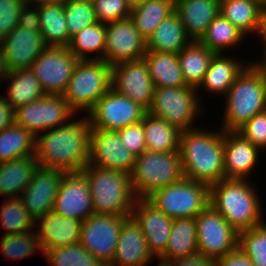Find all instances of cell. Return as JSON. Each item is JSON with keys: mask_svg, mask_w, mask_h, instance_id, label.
Listing matches in <instances>:
<instances>
[{"mask_svg": "<svg viewBox=\"0 0 266 266\" xmlns=\"http://www.w3.org/2000/svg\"><path fill=\"white\" fill-rule=\"evenodd\" d=\"M81 172L87 178L94 213L131 216L136 197L130 174L89 164Z\"/></svg>", "mask_w": 266, "mask_h": 266, "instance_id": "cell-5", "label": "cell"}, {"mask_svg": "<svg viewBox=\"0 0 266 266\" xmlns=\"http://www.w3.org/2000/svg\"><path fill=\"white\" fill-rule=\"evenodd\" d=\"M7 72L30 69L33 62L47 47L40 31H31L16 26L0 41Z\"/></svg>", "mask_w": 266, "mask_h": 266, "instance_id": "cell-20", "label": "cell"}, {"mask_svg": "<svg viewBox=\"0 0 266 266\" xmlns=\"http://www.w3.org/2000/svg\"><path fill=\"white\" fill-rule=\"evenodd\" d=\"M27 4L44 5V4H57L64 3L66 0H25ZM33 2V3H32Z\"/></svg>", "mask_w": 266, "mask_h": 266, "instance_id": "cell-54", "label": "cell"}, {"mask_svg": "<svg viewBox=\"0 0 266 266\" xmlns=\"http://www.w3.org/2000/svg\"><path fill=\"white\" fill-rule=\"evenodd\" d=\"M192 40L187 36L184 26L174 11L165 18L146 40L147 51L178 54Z\"/></svg>", "mask_w": 266, "mask_h": 266, "instance_id": "cell-29", "label": "cell"}, {"mask_svg": "<svg viewBox=\"0 0 266 266\" xmlns=\"http://www.w3.org/2000/svg\"><path fill=\"white\" fill-rule=\"evenodd\" d=\"M146 1L147 0H126L127 5L130 7L131 10L137 6L142 5Z\"/></svg>", "mask_w": 266, "mask_h": 266, "instance_id": "cell-57", "label": "cell"}, {"mask_svg": "<svg viewBox=\"0 0 266 266\" xmlns=\"http://www.w3.org/2000/svg\"><path fill=\"white\" fill-rule=\"evenodd\" d=\"M250 63L257 65L263 71V73L265 74V77H266V57L262 60L261 59H259L258 61L256 60V63H255V61L250 62Z\"/></svg>", "mask_w": 266, "mask_h": 266, "instance_id": "cell-56", "label": "cell"}, {"mask_svg": "<svg viewBox=\"0 0 266 266\" xmlns=\"http://www.w3.org/2000/svg\"><path fill=\"white\" fill-rule=\"evenodd\" d=\"M0 222L4 235L31 232L36 228L20 197L5 198L0 207Z\"/></svg>", "mask_w": 266, "mask_h": 266, "instance_id": "cell-40", "label": "cell"}, {"mask_svg": "<svg viewBox=\"0 0 266 266\" xmlns=\"http://www.w3.org/2000/svg\"><path fill=\"white\" fill-rule=\"evenodd\" d=\"M154 256L136 220L129 216L122 224L115 256L110 266H148Z\"/></svg>", "mask_w": 266, "mask_h": 266, "instance_id": "cell-24", "label": "cell"}, {"mask_svg": "<svg viewBox=\"0 0 266 266\" xmlns=\"http://www.w3.org/2000/svg\"><path fill=\"white\" fill-rule=\"evenodd\" d=\"M111 77L112 66L106 61H79L62 96L75 112L87 114L112 88Z\"/></svg>", "mask_w": 266, "mask_h": 266, "instance_id": "cell-7", "label": "cell"}, {"mask_svg": "<svg viewBox=\"0 0 266 266\" xmlns=\"http://www.w3.org/2000/svg\"><path fill=\"white\" fill-rule=\"evenodd\" d=\"M245 38L244 33L220 13L208 26L200 42L215 54H223L226 49L243 44Z\"/></svg>", "mask_w": 266, "mask_h": 266, "instance_id": "cell-39", "label": "cell"}, {"mask_svg": "<svg viewBox=\"0 0 266 266\" xmlns=\"http://www.w3.org/2000/svg\"><path fill=\"white\" fill-rule=\"evenodd\" d=\"M118 135L126 149L135 157L146 151L145 132L143 121L117 130Z\"/></svg>", "mask_w": 266, "mask_h": 266, "instance_id": "cell-48", "label": "cell"}, {"mask_svg": "<svg viewBox=\"0 0 266 266\" xmlns=\"http://www.w3.org/2000/svg\"><path fill=\"white\" fill-rule=\"evenodd\" d=\"M146 53V39L138 33L130 17L106 23L104 61L113 66L141 60Z\"/></svg>", "mask_w": 266, "mask_h": 266, "instance_id": "cell-15", "label": "cell"}, {"mask_svg": "<svg viewBox=\"0 0 266 266\" xmlns=\"http://www.w3.org/2000/svg\"><path fill=\"white\" fill-rule=\"evenodd\" d=\"M246 179H223L209 186V205L237 231L264 222L259 194Z\"/></svg>", "mask_w": 266, "mask_h": 266, "instance_id": "cell-3", "label": "cell"}, {"mask_svg": "<svg viewBox=\"0 0 266 266\" xmlns=\"http://www.w3.org/2000/svg\"><path fill=\"white\" fill-rule=\"evenodd\" d=\"M76 114L62 95L47 94L15 109L14 123L36 136L68 123Z\"/></svg>", "mask_w": 266, "mask_h": 266, "instance_id": "cell-10", "label": "cell"}, {"mask_svg": "<svg viewBox=\"0 0 266 266\" xmlns=\"http://www.w3.org/2000/svg\"><path fill=\"white\" fill-rule=\"evenodd\" d=\"M257 35L260 36V39L263 44V59L266 57V16L263 17L261 24L258 27Z\"/></svg>", "mask_w": 266, "mask_h": 266, "instance_id": "cell-53", "label": "cell"}, {"mask_svg": "<svg viewBox=\"0 0 266 266\" xmlns=\"http://www.w3.org/2000/svg\"><path fill=\"white\" fill-rule=\"evenodd\" d=\"M131 216L139 224L149 251L158 257L165 249L173 219L157 209L147 199H136Z\"/></svg>", "mask_w": 266, "mask_h": 266, "instance_id": "cell-21", "label": "cell"}, {"mask_svg": "<svg viewBox=\"0 0 266 266\" xmlns=\"http://www.w3.org/2000/svg\"><path fill=\"white\" fill-rule=\"evenodd\" d=\"M214 266H255L238 247L233 252L214 260Z\"/></svg>", "mask_w": 266, "mask_h": 266, "instance_id": "cell-50", "label": "cell"}, {"mask_svg": "<svg viewBox=\"0 0 266 266\" xmlns=\"http://www.w3.org/2000/svg\"><path fill=\"white\" fill-rule=\"evenodd\" d=\"M184 178L179 152L144 151L135 157L130 183L136 199H146L154 191Z\"/></svg>", "mask_w": 266, "mask_h": 266, "instance_id": "cell-6", "label": "cell"}, {"mask_svg": "<svg viewBox=\"0 0 266 266\" xmlns=\"http://www.w3.org/2000/svg\"><path fill=\"white\" fill-rule=\"evenodd\" d=\"M146 112L140 104L111 88L87 114L91 129L117 131L142 121Z\"/></svg>", "mask_w": 266, "mask_h": 266, "instance_id": "cell-13", "label": "cell"}, {"mask_svg": "<svg viewBox=\"0 0 266 266\" xmlns=\"http://www.w3.org/2000/svg\"><path fill=\"white\" fill-rule=\"evenodd\" d=\"M66 172L38 166L31 182L21 194V200L30 217L35 221L53 211L56 195Z\"/></svg>", "mask_w": 266, "mask_h": 266, "instance_id": "cell-19", "label": "cell"}, {"mask_svg": "<svg viewBox=\"0 0 266 266\" xmlns=\"http://www.w3.org/2000/svg\"><path fill=\"white\" fill-rule=\"evenodd\" d=\"M112 89L148 110L153 101L154 85L146 62H123L112 66Z\"/></svg>", "mask_w": 266, "mask_h": 266, "instance_id": "cell-16", "label": "cell"}, {"mask_svg": "<svg viewBox=\"0 0 266 266\" xmlns=\"http://www.w3.org/2000/svg\"><path fill=\"white\" fill-rule=\"evenodd\" d=\"M6 75H7V70L4 64L3 52L0 46V82L4 81Z\"/></svg>", "mask_w": 266, "mask_h": 266, "instance_id": "cell-55", "label": "cell"}, {"mask_svg": "<svg viewBox=\"0 0 266 266\" xmlns=\"http://www.w3.org/2000/svg\"><path fill=\"white\" fill-rule=\"evenodd\" d=\"M174 11L187 36L192 41H200L208 26L220 14V0H177Z\"/></svg>", "mask_w": 266, "mask_h": 266, "instance_id": "cell-25", "label": "cell"}, {"mask_svg": "<svg viewBox=\"0 0 266 266\" xmlns=\"http://www.w3.org/2000/svg\"><path fill=\"white\" fill-rule=\"evenodd\" d=\"M169 266H214V260L196 253L174 260Z\"/></svg>", "mask_w": 266, "mask_h": 266, "instance_id": "cell-51", "label": "cell"}, {"mask_svg": "<svg viewBox=\"0 0 266 266\" xmlns=\"http://www.w3.org/2000/svg\"><path fill=\"white\" fill-rule=\"evenodd\" d=\"M129 216L93 213L82 221L79 243L97 260L110 266L123 221Z\"/></svg>", "mask_w": 266, "mask_h": 266, "instance_id": "cell-12", "label": "cell"}, {"mask_svg": "<svg viewBox=\"0 0 266 266\" xmlns=\"http://www.w3.org/2000/svg\"><path fill=\"white\" fill-rule=\"evenodd\" d=\"M14 124V109L3 96H0V132Z\"/></svg>", "mask_w": 266, "mask_h": 266, "instance_id": "cell-52", "label": "cell"}, {"mask_svg": "<svg viewBox=\"0 0 266 266\" xmlns=\"http://www.w3.org/2000/svg\"><path fill=\"white\" fill-rule=\"evenodd\" d=\"M37 224V225H36ZM82 221L63 217L54 211H49L34 221L39 227L35 234L39 240L42 253L57 247L73 245L79 242Z\"/></svg>", "mask_w": 266, "mask_h": 266, "instance_id": "cell-23", "label": "cell"}, {"mask_svg": "<svg viewBox=\"0 0 266 266\" xmlns=\"http://www.w3.org/2000/svg\"><path fill=\"white\" fill-rule=\"evenodd\" d=\"M40 33L46 46L68 47V33L64 3L39 5Z\"/></svg>", "mask_w": 266, "mask_h": 266, "instance_id": "cell-34", "label": "cell"}, {"mask_svg": "<svg viewBox=\"0 0 266 266\" xmlns=\"http://www.w3.org/2000/svg\"><path fill=\"white\" fill-rule=\"evenodd\" d=\"M25 0H0V41L18 26Z\"/></svg>", "mask_w": 266, "mask_h": 266, "instance_id": "cell-47", "label": "cell"}, {"mask_svg": "<svg viewBox=\"0 0 266 266\" xmlns=\"http://www.w3.org/2000/svg\"><path fill=\"white\" fill-rule=\"evenodd\" d=\"M1 253L9 259H24L42 249L34 232H22L3 235L0 243Z\"/></svg>", "mask_w": 266, "mask_h": 266, "instance_id": "cell-42", "label": "cell"}, {"mask_svg": "<svg viewBox=\"0 0 266 266\" xmlns=\"http://www.w3.org/2000/svg\"><path fill=\"white\" fill-rule=\"evenodd\" d=\"M105 45L106 24L97 22L74 34L71 37L68 49L79 61H104ZM93 53H96V56L93 58L91 56L88 57Z\"/></svg>", "mask_w": 266, "mask_h": 266, "instance_id": "cell-36", "label": "cell"}, {"mask_svg": "<svg viewBox=\"0 0 266 266\" xmlns=\"http://www.w3.org/2000/svg\"><path fill=\"white\" fill-rule=\"evenodd\" d=\"M223 146L225 178L247 180L259 164L260 149L236 131H223Z\"/></svg>", "mask_w": 266, "mask_h": 266, "instance_id": "cell-22", "label": "cell"}, {"mask_svg": "<svg viewBox=\"0 0 266 266\" xmlns=\"http://www.w3.org/2000/svg\"><path fill=\"white\" fill-rule=\"evenodd\" d=\"M36 136L15 123L0 132V163L35 155Z\"/></svg>", "mask_w": 266, "mask_h": 266, "instance_id": "cell-38", "label": "cell"}, {"mask_svg": "<svg viewBox=\"0 0 266 266\" xmlns=\"http://www.w3.org/2000/svg\"><path fill=\"white\" fill-rule=\"evenodd\" d=\"M223 131H237L253 116L266 111V77L254 64H249L235 79L224 96Z\"/></svg>", "mask_w": 266, "mask_h": 266, "instance_id": "cell-4", "label": "cell"}, {"mask_svg": "<svg viewBox=\"0 0 266 266\" xmlns=\"http://www.w3.org/2000/svg\"><path fill=\"white\" fill-rule=\"evenodd\" d=\"M90 134L88 117L37 134L35 158L39 166L66 173L82 171L90 159Z\"/></svg>", "mask_w": 266, "mask_h": 266, "instance_id": "cell-1", "label": "cell"}, {"mask_svg": "<svg viewBox=\"0 0 266 266\" xmlns=\"http://www.w3.org/2000/svg\"><path fill=\"white\" fill-rule=\"evenodd\" d=\"M39 163L35 155L0 163V195L7 198L21 197L31 182Z\"/></svg>", "mask_w": 266, "mask_h": 266, "instance_id": "cell-28", "label": "cell"}, {"mask_svg": "<svg viewBox=\"0 0 266 266\" xmlns=\"http://www.w3.org/2000/svg\"><path fill=\"white\" fill-rule=\"evenodd\" d=\"M236 132L261 151L266 150V111L253 116Z\"/></svg>", "mask_w": 266, "mask_h": 266, "instance_id": "cell-46", "label": "cell"}, {"mask_svg": "<svg viewBox=\"0 0 266 266\" xmlns=\"http://www.w3.org/2000/svg\"><path fill=\"white\" fill-rule=\"evenodd\" d=\"M198 253L195 218L173 219L170 236L164 251L158 256L161 264Z\"/></svg>", "mask_w": 266, "mask_h": 266, "instance_id": "cell-27", "label": "cell"}, {"mask_svg": "<svg viewBox=\"0 0 266 266\" xmlns=\"http://www.w3.org/2000/svg\"><path fill=\"white\" fill-rule=\"evenodd\" d=\"M64 12L68 33L71 37L98 22L92 0H66Z\"/></svg>", "mask_w": 266, "mask_h": 266, "instance_id": "cell-44", "label": "cell"}, {"mask_svg": "<svg viewBox=\"0 0 266 266\" xmlns=\"http://www.w3.org/2000/svg\"><path fill=\"white\" fill-rule=\"evenodd\" d=\"M95 16L100 23H110L130 17L126 0H92Z\"/></svg>", "mask_w": 266, "mask_h": 266, "instance_id": "cell-45", "label": "cell"}, {"mask_svg": "<svg viewBox=\"0 0 266 266\" xmlns=\"http://www.w3.org/2000/svg\"><path fill=\"white\" fill-rule=\"evenodd\" d=\"M146 150L151 152H179L181 131L160 117L146 112L143 117Z\"/></svg>", "mask_w": 266, "mask_h": 266, "instance_id": "cell-33", "label": "cell"}, {"mask_svg": "<svg viewBox=\"0 0 266 266\" xmlns=\"http://www.w3.org/2000/svg\"><path fill=\"white\" fill-rule=\"evenodd\" d=\"M157 266H169V265L159 263Z\"/></svg>", "mask_w": 266, "mask_h": 266, "instance_id": "cell-59", "label": "cell"}, {"mask_svg": "<svg viewBox=\"0 0 266 266\" xmlns=\"http://www.w3.org/2000/svg\"><path fill=\"white\" fill-rule=\"evenodd\" d=\"M4 81L8 84L4 98L14 110L47 95L31 69L7 72Z\"/></svg>", "mask_w": 266, "mask_h": 266, "instance_id": "cell-31", "label": "cell"}, {"mask_svg": "<svg viewBox=\"0 0 266 266\" xmlns=\"http://www.w3.org/2000/svg\"><path fill=\"white\" fill-rule=\"evenodd\" d=\"M258 2L264 9H266V0H255Z\"/></svg>", "mask_w": 266, "mask_h": 266, "instance_id": "cell-58", "label": "cell"}, {"mask_svg": "<svg viewBox=\"0 0 266 266\" xmlns=\"http://www.w3.org/2000/svg\"><path fill=\"white\" fill-rule=\"evenodd\" d=\"M174 9L175 3L172 0H147L131 10L130 18L138 33L147 40Z\"/></svg>", "mask_w": 266, "mask_h": 266, "instance_id": "cell-37", "label": "cell"}, {"mask_svg": "<svg viewBox=\"0 0 266 266\" xmlns=\"http://www.w3.org/2000/svg\"><path fill=\"white\" fill-rule=\"evenodd\" d=\"M78 62L68 47L47 46L30 69L46 94L62 95Z\"/></svg>", "mask_w": 266, "mask_h": 266, "instance_id": "cell-14", "label": "cell"}, {"mask_svg": "<svg viewBox=\"0 0 266 266\" xmlns=\"http://www.w3.org/2000/svg\"><path fill=\"white\" fill-rule=\"evenodd\" d=\"M18 26L31 31H40L39 7L25 3L20 11Z\"/></svg>", "mask_w": 266, "mask_h": 266, "instance_id": "cell-49", "label": "cell"}, {"mask_svg": "<svg viewBox=\"0 0 266 266\" xmlns=\"http://www.w3.org/2000/svg\"><path fill=\"white\" fill-rule=\"evenodd\" d=\"M146 199L172 219L195 218L209 205V186L183 178L154 191Z\"/></svg>", "mask_w": 266, "mask_h": 266, "instance_id": "cell-9", "label": "cell"}, {"mask_svg": "<svg viewBox=\"0 0 266 266\" xmlns=\"http://www.w3.org/2000/svg\"><path fill=\"white\" fill-rule=\"evenodd\" d=\"M195 220L199 254L216 260L238 248L239 232L210 205Z\"/></svg>", "mask_w": 266, "mask_h": 266, "instance_id": "cell-11", "label": "cell"}, {"mask_svg": "<svg viewBox=\"0 0 266 266\" xmlns=\"http://www.w3.org/2000/svg\"><path fill=\"white\" fill-rule=\"evenodd\" d=\"M88 164L130 174L135 156L124 147L117 131L91 129Z\"/></svg>", "mask_w": 266, "mask_h": 266, "instance_id": "cell-18", "label": "cell"}, {"mask_svg": "<svg viewBox=\"0 0 266 266\" xmlns=\"http://www.w3.org/2000/svg\"><path fill=\"white\" fill-rule=\"evenodd\" d=\"M234 56L227 54H215L211 59L205 77L197 88L210 92V94L226 95L229 88L233 85L235 79L250 64L238 61Z\"/></svg>", "mask_w": 266, "mask_h": 266, "instance_id": "cell-26", "label": "cell"}, {"mask_svg": "<svg viewBox=\"0 0 266 266\" xmlns=\"http://www.w3.org/2000/svg\"><path fill=\"white\" fill-rule=\"evenodd\" d=\"M238 247L255 266H266V223L239 232Z\"/></svg>", "mask_w": 266, "mask_h": 266, "instance_id": "cell-43", "label": "cell"}, {"mask_svg": "<svg viewBox=\"0 0 266 266\" xmlns=\"http://www.w3.org/2000/svg\"><path fill=\"white\" fill-rule=\"evenodd\" d=\"M181 131L179 154L184 178L211 186L225 179L223 130Z\"/></svg>", "mask_w": 266, "mask_h": 266, "instance_id": "cell-2", "label": "cell"}, {"mask_svg": "<svg viewBox=\"0 0 266 266\" xmlns=\"http://www.w3.org/2000/svg\"><path fill=\"white\" fill-rule=\"evenodd\" d=\"M53 211L63 217L80 221L86 220L94 213L87 178L81 171L63 175Z\"/></svg>", "mask_w": 266, "mask_h": 266, "instance_id": "cell-17", "label": "cell"}, {"mask_svg": "<svg viewBox=\"0 0 266 266\" xmlns=\"http://www.w3.org/2000/svg\"><path fill=\"white\" fill-rule=\"evenodd\" d=\"M214 55L215 53L200 41H191L177 54L183 78L188 86L196 89L200 86Z\"/></svg>", "mask_w": 266, "mask_h": 266, "instance_id": "cell-35", "label": "cell"}, {"mask_svg": "<svg viewBox=\"0 0 266 266\" xmlns=\"http://www.w3.org/2000/svg\"><path fill=\"white\" fill-rule=\"evenodd\" d=\"M220 13L247 36L257 34L265 9L255 0H220Z\"/></svg>", "mask_w": 266, "mask_h": 266, "instance_id": "cell-32", "label": "cell"}, {"mask_svg": "<svg viewBox=\"0 0 266 266\" xmlns=\"http://www.w3.org/2000/svg\"><path fill=\"white\" fill-rule=\"evenodd\" d=\"M198 90L191 86L157 87L154 89L150 114L160 117L180 131L196 128L193 124L204 114ZM196 118V119H195ZM194 126V127H193Z\"/></svg>", "mask_w": 266, "mask_h": 266, "instance_id": "cell-8", "label": "cell"}, {"mask_svg": "<svg viewBox=\"0 0 266 266\" xmlns=\"http://www.w3.org/2000/svg\"><path fill=\"white\" fill-rule=\"evenodd\" d=\"M43 255L52 266H106L79 242L48 250Z\"/></svg>", "mask_w": 266, "mask_h": 266, "instance_id": "cell-41", "label": "cell"}, {"mask_svg": "<svg viewBox=\"0 0 266 266\" xmlns=\"http://www.w3.org/2000/svg\"><path fill=\"white\" fill-rule=\"evenodd\" d=\"M143 60L147 64L154 88L188 86L183 78L177 54L147 51Z\"/></svg>", "mask_w": 266, "mask_h": 266, "instance_id": "cell-30", "label": "cell"}]
</instances>
